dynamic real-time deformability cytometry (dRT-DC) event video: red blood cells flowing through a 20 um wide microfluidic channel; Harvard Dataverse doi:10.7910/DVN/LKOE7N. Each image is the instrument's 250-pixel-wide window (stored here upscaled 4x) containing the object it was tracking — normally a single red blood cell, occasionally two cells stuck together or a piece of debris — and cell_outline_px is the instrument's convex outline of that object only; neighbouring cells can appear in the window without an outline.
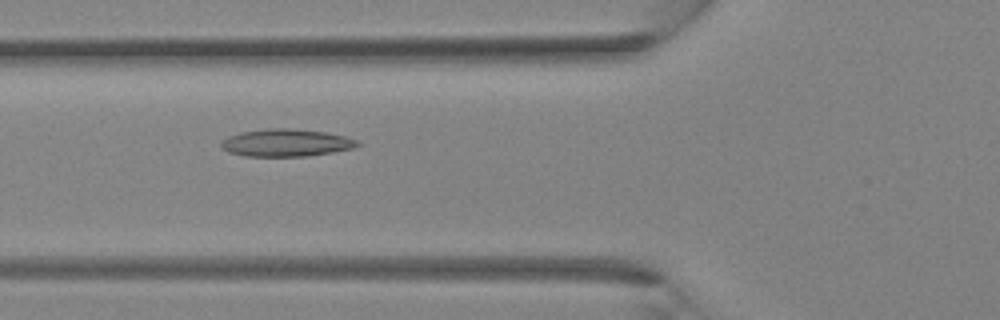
{"species": "Egyptian fruit bat (a non-hibernating species)", "species_latin": "Rousettus aegyptiacus", "temperature_condition": "room temperature", "stored_images_in_passage": 37, "camera_frame_rate_fps": 3000, "um_per_image_px": 0.085, "animal": {"sex": "female"}, "frame": {"image": 1, "passage_image": 14, "time_ms": 4.333, "image_size_px": [1000, 320], "cell_outline_px": [[360, 144], [352, 148], [332, 152], [308, 156], [244, 156], [228, 152], [220, 144], [228, 136], [240, 132], [268, 128], [292, 128], [324, 132], [344, 136], [356, 140]], "centroid_in_image_um": [24.3, 12.13], "position_along_channel_um": 101.5, "area_um2": 21.62}}
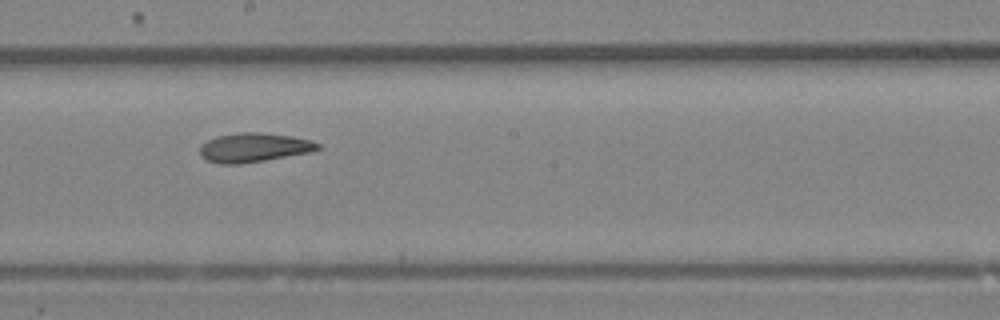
{"frame": {"image": 2, "passage_image": 21, "time_ms": 6.667, "image_size_px": [1000, 320], "cell_outline_px": [[320, 148], [312, 152], [240, 164], [220, 164], [204, 160], [200, 156], [200, 144], [216, 136], [236, 132], [260, 132], [292, 136], [312, 140], [320, 144]], "centroid_in_image_um": [21.55, 12.53], "position_along_channel_um": 226.6, "area_um2": 20.29}}
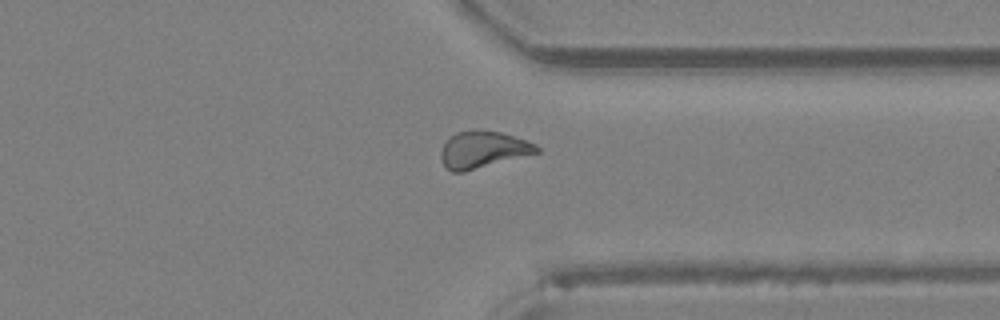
{"frame": {"image": 3, "passage_image": 29, "time_ms": 9.333, "image_size_px": [1000, 320], "cell_outline_px": [[540, 152], [464, 172], [452, 172], [444, 164], [440, 156], [440, 152], [448, 136], [456, 132], [476, 128], [500, 132], [536, 144], [540, 148]], "centroid_in_image_um": [41.02, 12.7], "position_along_channel_um": 370.4, "area_um2": 20.69}}